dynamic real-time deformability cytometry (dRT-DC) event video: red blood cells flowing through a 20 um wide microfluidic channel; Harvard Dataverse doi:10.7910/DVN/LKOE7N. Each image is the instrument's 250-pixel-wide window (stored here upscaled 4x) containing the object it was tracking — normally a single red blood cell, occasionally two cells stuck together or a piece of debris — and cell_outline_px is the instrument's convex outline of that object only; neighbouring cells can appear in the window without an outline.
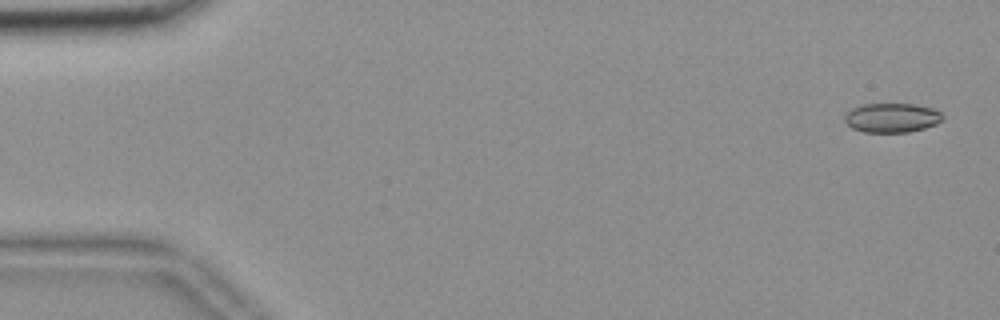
{"species": "common noctule bat (a hibernating species)", "species_latin": "Nyctalus noctula", "temperature_condition": "room temperature", "stored_images_in_passage": 55, "camera_frame_rate_fps": 3000, "um_per_image_px": 0.085, "animal": {"sex": "female", "body_mass_g": 18.4}, "frame": {"image": 1, "passage_image": 2, "time_ms": 0.333, "image_size_px": [1000, 320], "cell_outline_px": [[944, 120], [936, 124], [924, 128], [908, 132], [864, 132], [852, 128], [844, 120], [844, 116], [852, 108], [864, 104], [916, 104], [932, 108], [940, 112], [944, 116]], "centroid_in_image_um": [75.83, 10.01], "position_along_channel_um": 9.2, "area_um2": 16.76}}
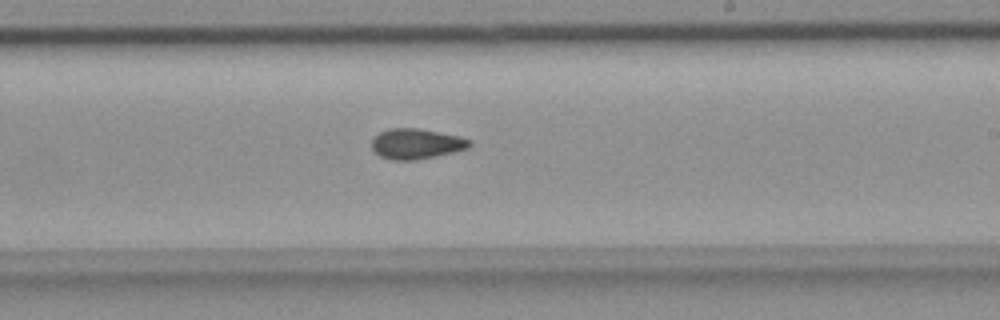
{"frame": {"image": 2, "passage_image": 33, "time_ms": 10.667, "image_size_px": [1000, 320], "cell_outline_px": [[472, 144], [468, 148], [436, 156], [416, 160], [392, 160], [380, 156], [372, 148], [372, 140], [380, 132], [388, 128], [420, 128], [460, 136], [472, 140]], "centroid_in_image_um": [35.41, 12.21], "position_along_channel_um": 253.6, "area_um2": 17.34}}
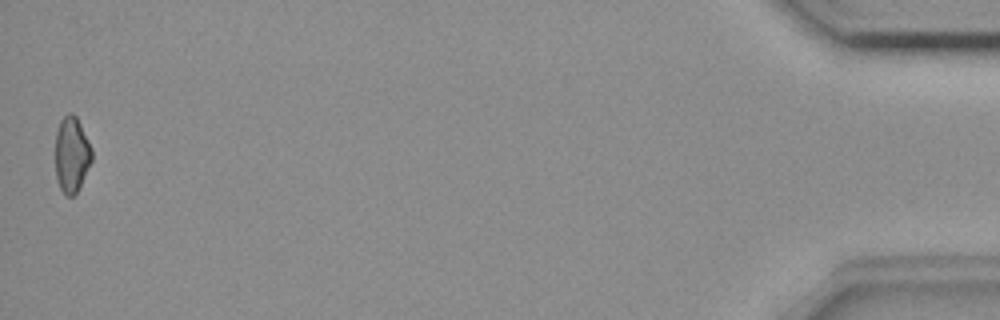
{"frame": {"image": 3, "passage_image": 55, "time_ms": 18.0, "image_size_px": [1000, 320], "cell_outline_px": [[92, 160], [76, 192], [72, 196], [64, 196], [60, 188], [56, 176], [56, 132], [60, 120], [68, 112], [72, 112], [76, 116], [92, 148]], "centroid_in_image_um": [6.08, 13.11], "position_along_channel_um": 429.1, "area_um2": 15.95}, "authors_computed_cell_mechanics": {"area_um2": 17.2244, "velocity_mm_per_s": 3.6917, "shape_relaxation_time_tau1_ms": null, "shape_relaxation_time_tau2_ms": 5.2906, "deformation_change_tau1": null, "deformation_change_tau2": 0.0861}}